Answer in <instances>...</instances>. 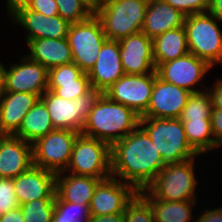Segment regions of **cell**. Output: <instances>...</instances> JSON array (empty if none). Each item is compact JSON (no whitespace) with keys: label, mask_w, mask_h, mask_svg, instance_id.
I'll use <instances>...</instances> for the list:
<instances>
[{"label":"cell","mask_w":222,"mask_h":222,"mask_svg":"<svg viewBox=\"0 0 222 222\" xmlns=\"http://www.w3.org/2000/svg\"><path fill=\"white\" fill-rule=\"evenodd\" d=\"M111 175L145 190L166 165L147 132L139 125L110 147Z\"/></svg>","instance_id":"cell-1"},{"label":"cell","mask_w":222,"mask_h":222,"mask_svg":"<svg viewBox=\"0 0 222 222\" xmlns=\"http://www.w3.org/2000/svg\"><path fill=\"white\" fill-rule=\"evenodd\" d=\"M141 117L131 108L116 103L104 93L84 122L81 134L107 143L110 147L140 125Z\"/></svg>","instance_id":"cell-2"},{"label":"cell","mask_w":222,"mask_h":222,"mask_svg":"<svg viewBox=\"0 0 222 222\" xmlns=\"http://www.w3.org/2000/svg\"><path fill=\"white\" fill-rule=\"evenodd\" d=\"M140 126L147 132L166 164L181 163L199 156L188 143L179 118L141 117Z\"/></svg>","instance_id":"cell-3"},{"label":"cell","mask_w":222,"mask_h":222,"mask_svg":"<svg viewBox=\"0 0 222 222\" xmlns=\"http://www.w3.org/2000/svg\"><path fill=\"white\" fill-rule=\"evenodd\" d=\"M149 0H106L94 12L107 39L120 40L141 32Z\"/></svg>","instance_id":"cell-4"},{"label":"cell","mask_w":222,"mask_h":222,"mask_svg":"<svg viewBox=\"0 0 222 222\" xmlns=\"http://www.w3.org/2000/svg\"><path fill=\"white\" fill-rule=\"evenodd\" d=\"M195 159L166 164L146 190L162 201H196Z\"/></svg>","instance_id":"cell-5"},{"label":"cell","mask_w":222,"mask_h":222,"mask_svg":"<svg viewBox=\"0 0 222 222\" xmlns=\"http://www.w3.org/2000/svg\"><path fill=\"white\" fill-rule=\"evenodd\" d=\"M217 21L209 12L186 16L184 21L189 53L211 67L222 65V30Z\"/></svg>","instance_id":"cell-6"},{"label":"cell","mask_w":222,"mask_h":222,"mask_svg":"<svg viewBox=\"0 0 222 222\" xmlns=\"http://www.w3.org/2000/svg\"><path fill=\"white\" fill-rule=\"evenodd\" d=\"M102 92L91 88L73 100L64 99L46 90L40 99L45 103L54 129L73 130L81 134L84 122Z\"/></svg>","instance_id":"cell-7"},{"label":"cell","mask_w":222,"mask_h":222,"mask_svg":"<svg viewBox=\"0 0 222 222\" xmlns=\"http://www.w3.org/2000/svg\"><path fill=\"white\" fill-rule=\"evenodd\" d=\"M65 171L78 176L109 178L112 176L110 146L98 139L79 134Z\"/></svg>","instance_id":"cell-8"},{"label":"cell","mask_w":222,"mask_h":222,"mask_svg":"<svg viewBox=\"0 0 222 222\" xmlns=\"http://www.w3.org/2000/svg\"><path fill=\"white\" fill-rule=\"evenodd\" d=\"M106 39L101 22L95 14L85 21L71 24L67 40L71 48L73 63L83 72L88 73L94 66Z\"/></svg>","instance_id":"cell-9"},{"label":"cell","mask_w":222,"mask_h":222,"mask_svg":"<svg viewBox=\"0 0 222 222\" xmlns=\"http://www.w3.org/2000/svg\"><path fill=\"white\" fill-rule=\"evenodd\" d=\"M79 134L73 130L54 129L38 139L32 144L33 165L56 174L65 172Z\"/></svg>","instance_id":"cell-10"},{"label":"cell","mask_w":222,"mask_h":222,"mask_svg":"<svg viewBox=\"0 0 222 222\" xmlns=\"http://www.w3.org/2000/svg\"><path fill=\"white\" fill-rule=\"evenodd\" d=\"M154 86V73L125 74L104 94L134 110L140 117L147 111Z\"/></svg>","instance_id":"cell-11"},{"label":"cell","mask_w":222,"mask_h":222,"mask_svg":"<svg viewBox=\"0 0 222 222\" xmlns=\"http://www.w3.org/2000/svg\"><path fill=\"white\" fill-rule=\"evenodd\" d=\"M7 12L12 22L26 29V43L42 38H67L71 24L60 15L45 16L30 10L27 6L7 7Z\"/></svg>","instance_id":"cell-12"},{"label":"cell","mask_w":222,"mask_h":222,"mask_svg":"<svg viewBox=\"0 0 222 222\" xmlns=\"http://www.w3.org/2000/svg\"><path fill=\"white\" fill-rule=\"evenodd\" d=\"M212 67L203 59L188 53L180 58L161 63L156 68L157 75L164 81L184 88L191 93L207 90H197L196 86ZM196 88V89H195Z\"/></svg>","instance_id":"cell-13"},{"label":"cell","mask_w":222,"mask_h":222,"mask_svg":"<svg viewBox=\"0 0 222 222\" xmlns=\"http://www.w3.org/2000/svg\"><path fill=\"white\" fill-rule=\"evenodd\" d=\"M49 70L39 62L23 56L20 63L6 68V92H27L40 97L48 89Z\"/></svg>","instance_id":"cell-14"},{"label":"cell","mask_w":222,"mask_h":222,"mask_svg":"<svg viewBox=\"0 0 222 222\" xmlns=\"http://www.w3.org/2000/svg\"><path fill=\"white\" fill-rule=\"evenodd\" d=\"M137 191L129 184L110 176L95 188L90 206V216L124 213L127 203Z\"/></svg>","instance_id":"cell-15"},{"label":"cell","mask_w":222,"mask_h":222,"mask_svg":"<svg viewBox=\"0 0 222 222\" xmlns=\"http://www.w3.org/2000/svg\"><path fill=\"white\" fill-rule=\"evenodd\" d=\"M192 93L162 80L154 73V86L147 111L141 117L179 118Z\"/></svg>","instance_id":"cell-16"},{"label":"cell","mask_w":222,"mask_h":222,"mask_svg":"<svg viewBox=\"0 0 222 222\" xmlns=\"http://www.w3.org/2000/svg\"><path fill=\"white\" fill-rule=\"evenodd\" d=\"M125 74L156 73L153 39L139 32L118 40Z\"/></svg>","instance_id":"cell-17"},{"label":"cell","mask_w":222,"mask_h":222,"mask_svg":"<svg viewBox=\"0 0 222 222\" xmlns=\"http://www.w3.org/2000/svg\"><path fill=\"white\" fill-rule=\"evenodd\" d=\"M13 184L19 205L37 199L56 197V173L34 165L14 177Z\"/></svg>","instance_id":"cell-18"},{"label":"cell","mask_w":222,"mask_h":222,"mask_svg":"<svg viewBox=\"0 0 222 222\" xmlns=\"http://www.w3.org/2000/svg\"><path fill=\"white\" fill-rule=\"evenodd\" d=\"M87 74L91 87L102 93L125 75L118 40L104 41L94 66Z\"/></svg>","instance_id":"cell-19"},{"label":"cell","mask_w":222,"mask_h":222,"mask_svg":"<svg viewBox=\"0 0 222 222\" xmlns=\"http://www.w3.org/2000/svg\"><path fill=\"white\" fill-rule=\"evenodd\" d=\"M32 165V144L14 135H1L0 178L13 179Z\"/></svg>","instance_id":"cell-20"},{"label":"cell","mask_w":222,"mask_h":222,"mask_svg":"<svg viewBox=\"0 0 222 222\" xmlns=\"http://www.w3.org/2000/svg\"><path fill=\"white\" fill-rule=\"evenodd\" d=\"M40 96L27 92H5L0 98V133L14 135L24 116L37 103Z\"/></svg>","instance_id":"cell-21"},{"label":"cell","mask_w":222,"mask_h":222,"mask_svg":"<svg viewBox=\"0 0 222 222\" xmlns=\"http://www.w3.org/2000/svg\"><path fill=\"white\" fill-rule=\"evenodd\" d=\"M185 15L164 0H149L141 32L149 38L184 26Z\"/></svg>","instance_id":"cell-22"},{"label":"cell","mask_w":222,"mask_h":222,"mask_svg":"<svg viewBox=\"0 0 222 222\" xmlns=\"http://www.w3.org/2000/svg\"><path fill=\"white\" fill-rule=\"evenodd\" d=\"M64 172L56 174V197L60 201L90 205L94 191L98 183L106 178H93L90 176H78Z\"/></svg>","instance_id":"cell-23"},{"label":"cell","mask_w":222,"mask_h":222,"mask_svg":"<svg viewBox=\"0 0 222 222\" xmlns=\"http://www.w3.org/2000/svg\"><path fill=\"white\" fill-rule=\"evenodd\" d=\"M29 53L27 56L36 62L50 68L73 62L71 48L67 38L60 39H34L27 43Z\"/></svg>","instance_id":"cell-24"},{"label":"cell","mask_w":222,"mask_h":222,"mask_svg":"<svg viewBox=\"0 0 222 222\" xmlns=\"http://www.w3.org/2000/svg\"><path fill=\"white\" fill-rule=\"evenodd\" d=\"M189 53L184 26L168 30L153 39V57L156 68L161 63Z\"/></svg>","instance_id":"cell-25"},{"label":"cell","mask_w":222,"mask_h":222,"mask_svg":"<svg viewBox=\"0 0 222 222\" xmlns=\"http://www.w3.org/2000/svg\"><path fill=\"white\" fill-rule=\"evenodd\" d=\"M54 127L45 103L39 99L24 116L19 130L14 134L30 144L52 132Z\"/></svg>","instance_id":"cell-26"},{"label":"cell","mask_w":222,"mask_h":222,"mask_svg":"<svg viewBox=\"0 0 222 222\" xmlns=\"http://www.w3.org/2000/svg\"><path fill=\"white\" fill-rule=\"evenodd\" d=\"M140 193L149 201L155 222H193V207L197 201H162L155 199L146 189Z\"/></svg>","instance_id":"cell-27"},{"label":"cell","mask_w":222,"mask_h":222,"mask_svg":"<svg viewBox=\"0 0 222 222\" xmlns=\"http://www.w3.org/2000/svg\"><path fill=\"white\" fill-rule=\"evenodd\" d=\"M182 124L188 143L199 155L221 147L213 136L211 119H188Z\"/></svg>","instance_id":"cell-28"},{"label":"cell","mask_w":222,"mask_h":222,"mask_svg":"<svg viewBox=\"0 0 222 222\" xmlns=\"http://www.w3.org/2000/svg\"><path fill=\"white\" fill-rule=\"evenodd\" d=\"M212 109V100L207 90L192 93L189 96L187 104L183 108L179 119L181 122H184L188 119H210L212 115Z\"/></svg>","instance_id":"cell-29"},{"label":"cell","mask_w":222,"mask_h":222,"mask_svg":"<svg viewBox=\"0 0 222 222\" xmlns=\"http://www.w3.org/2000/svg\"><path fill=\"white\" fill-rule=\"evenodd\" d=\"M89 206L90 205L60 201L55 197V209L52 222H89Z\"/></svg>","instance_id":"cell-30"},{"label":"cell","mask_w":222,"mask_h":222,"mask_svg":"<svg viewBox=\"0 0 222 222\" xmlns=\"http://www.w3.org/2000/svg\"><path fill=\"white\" fill-rule=\"evenodd\" d=\"M25 222H52L55 199H37L20 205Z\"/></svg>","instance_id":"cell-31"},{"label":"cell","mask_w":222,"mask_h":222,"mask_svg":"<svg viewBox=\"0 0 222 222\" xmlns=\"http://www.w3.org/2000/svg\"><path fill=\"white\" fill-rule=\"evenodd\" d=\"M124 222H155L151 205L140 192L127 203Z\"/></svg>","instance_id":"cell-32"},{"label":"cell","mask_w":222,"mask_h":222,"mask_svg":"<svg viewBox=\"0 0 222 222\" xmlns=\"http://www.w3.org/2000/svg\"><path fill=\"white\" fill-rule=\"evenodd\" d=\"M59 15L70 24L90 18L94 12L81 0H56Z\"/></svg>","instance_id":"cell-33"},{"label":"cell","mask_w":222,"mask_h":222,"mask_svg":"<svg viewBox=\"0 0 222 222\" xmlns=\"http://www.w3.org/2000/svg\"><path fill=\"white\" fill-rule=\"evenodd\" d=\"M88 74L84 72L78 79L77 83L68 84H48V89L58 97L73 100L87 93L91 89Z\"/></svg>","instance_id":"cell-34"},{"label":"cell","mask_w":222,"mask_h":222,"mask_svg":"<svg viewBox=\"0 0 222 222\" xmlns=\"http://www.w3.org/2000/svg\"><path fill=\"white\" fill-rule=\"evenodd\" d=\"M84 72L75 64L69 63L49 69L48 84L77 83Z\"/></svg>","instance_id":"cell-35"},{"label":"cell","mask_w":222,"mask_h":222,"mask_svg":"<svg viewBox=\"0 0 222 222\" xmlns=\"http://www.w3.org/2000/svg\"><path fill=\"white\" fill-rule=\"evenodd\" d=\"M13 179L0 178V216L19 207Z\"/></svg>","instance_id":"cell-36"},{"label":"cell","mask_w":222,"mask_h":222,"mask_svg":"<svg viewBox=\"0 0 222 222\" xmlns=\"http://www.w3.org/2000/svg\"><path fill=\"white\" fill-rule=\"evenodd\" d=\"M183 15L189 16L209 11L211 0H164Z\"/></svg>","instance_id":"cell-37"},{"label":"cell","mask_w":222,"mask_h":222,"mask_svg":"<svg viewBox=\"0 0 222 222\" xmlns=\"http://www.w3.org/2000/svg\"><path fill=\"white\" fill-rule=\"evenodd\" d=\"M26 6L30 10L45 16L51 17L59 15L56 0H31Z\"/></svg>","instance_id":"cell-38"},{"label":"cell","mask_w":222,"mask_h":222,"mask_svg":"<svg viewBox=\"0 0 222 222\" xmlns=\"http://www.w3.org/2000/svg\"><path fill=\"white\" fill-rule=\"evenodd\" d=\"M210 119L215 141L222 147V109H212Z\"/></svg>","instance_id":"cell-39"},{"label":"cell","mask_w":222,"mask_h":222,"mask_svg":"<svg viewBox=\"0 0 222 222\" xmlns=\"http://www.w3.org/2000/svg\"><path fill=\"white\" fill-rule=\"evenodd\" d=\"M215 82L212 87H207V91L211 97L213 109H222V79Z\"/></svg>","instance_id":"cell-40"},{"label":"cell","mask_w":222,"mask_h":222,"mask_svg":"<svg viewBox=\"0 0 222 222\" xmlns=\"http://www.w3.org/2000/svg\"><path fill=\"white\" fill-rule=\"evenodd\" d=\"M194 222H222V207L203 211Z\"/></svg>","instance_id":"cell-41"},{"label":"cell","mask_w":222,"mask_h":222,"mask_svg":"<svg viewBox=\"0 0 222 222\" xmlns=\"http://www.w3.org/2000/svg\"><path fill=\"white\" fill-rule=\"evenodd\" d=\"M89 222H124V213L90 216Z\"/></svg>","instance_id":"cell-42"},{"label":"cell","mask_w":222,"mask_h":222,"mask_svg":"<svg viewBox=\"0 0 222 222\" xmlns=\"http://www.w3.org/2000/svg\"><path fill=\"white\" fill-rule=\"evenodd\" d=\"M1 222H25L20 206L0 216Z\"/></svg>","instance_id":"cell-43"},{"label":"cell","mask_w":222,"mask_h":222,"mask_svg":"<svg viewBox=\"0 0 222 222\" xmlns=\"http://www.w3.org/2000/svg\"><path fill=\"white\" fill-rule=\"evenodd\" d=\"M208 12L216 17L219 22L222 21V0H211Z\"/></svg>","instance_id":"cell-44"},{"label":"cell","mask_w":222,"mask_h":222,"mask_svg":"<svg viewBox=\"0 0 222 222\" xmlns=\"http://www.w3.org/2000/svg\"><path fill=\"white\" fill-rule=\"evenodd\" d=\"M5 74H6V69H5V66L1 62L0 63V98L6 92V90H5Z\"/></svg>","instance_id":"cell-45"},{"label":"cell","mask_w":222,"mask_h":222,"mask_svg":"<svg viewBox=\"0 0 222 222\" xmlns=\"http://www.w3.org/2000/svg\"><path fill=\"white\" fill-rule=\"evenodd\" d=\"M31 0H6V7H23L26 6Z\"/></svg>","instance_id":"cell-46"},{"label":"cell","mask_w":222,"mask_h":222,"mask_svg":"<svg viewBox=\"0 0 222 222\" xmlns=\"http://www.w3.org/2000/svg\"><path fill=\"white\" fill-rule=\"evenodd\" d=\"M85 3L93 12H95L103 3L101 0H81Z\"/></svg>","instance_id":"cell-47"}]
</instances>
